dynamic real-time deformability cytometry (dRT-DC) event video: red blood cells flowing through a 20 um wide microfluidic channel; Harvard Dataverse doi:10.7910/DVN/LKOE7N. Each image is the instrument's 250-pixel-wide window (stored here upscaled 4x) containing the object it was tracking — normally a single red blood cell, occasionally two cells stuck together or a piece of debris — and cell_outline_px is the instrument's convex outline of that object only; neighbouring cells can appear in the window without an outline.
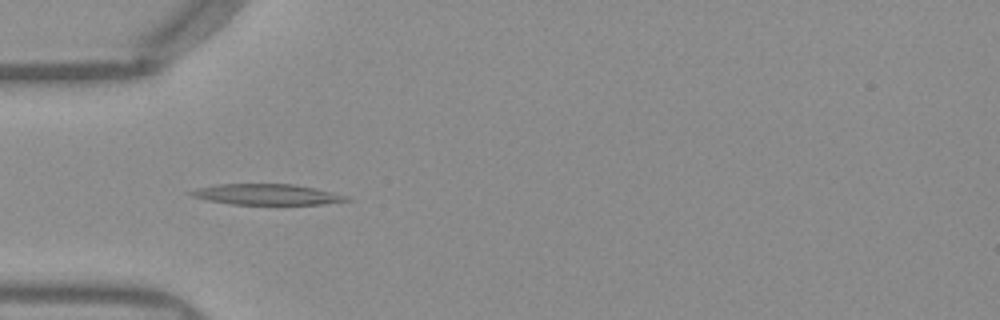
{"species": "Egyptian fruit bat (a non-hibernating species)", "species_latin": "Rousettus aegyptiacus", "temperature_condition": "warm", "stored_images_in_passage": 44, "camera_frame_rate_fps": 3000, "um_per_image_px": 0.085, "frame": {"image": 1, "passage_image": 14, "time_ms": 4.333, "image_size_px": [1000, 320], "cell_outline_px": [[352, 200], [320, 204], [232, 204], [208, 200], [192, 196], [188, 192], [196, 188], [216, 184], [292, 184], [312, 188], [348, 196]], "centroid_in_image_um": [22.63, 16.52], "position_along_channel_um": 62.4, "area_um2": 18.5}}
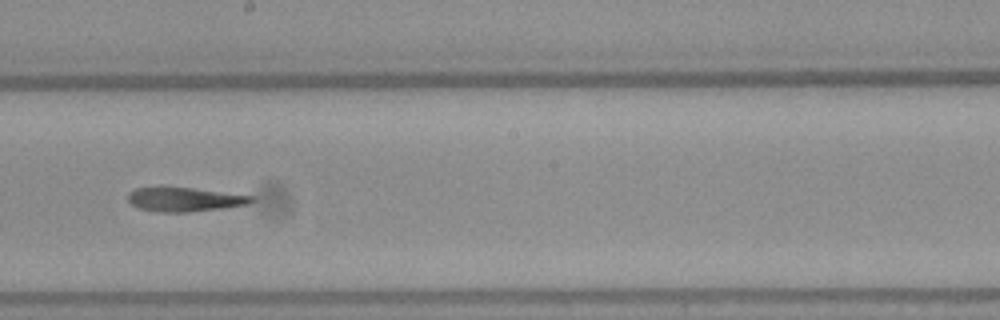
{"frame": {"image": 2, "passage_image": 27, "time_ms": 8.667, "image_size_px": [1000, 320], "cell_outline_px": [[256, 200], [248, 204], [220, 208], [188, 212], [160, 212], [140, 208], [132, 204], [128, 200], [128, 192], [136, 188], [192, 188], [256, 196]], "centroid_in_image_um": [15.74, 16.95], "position_along_channel_um": 232.5, "area_um2": 17.05}}
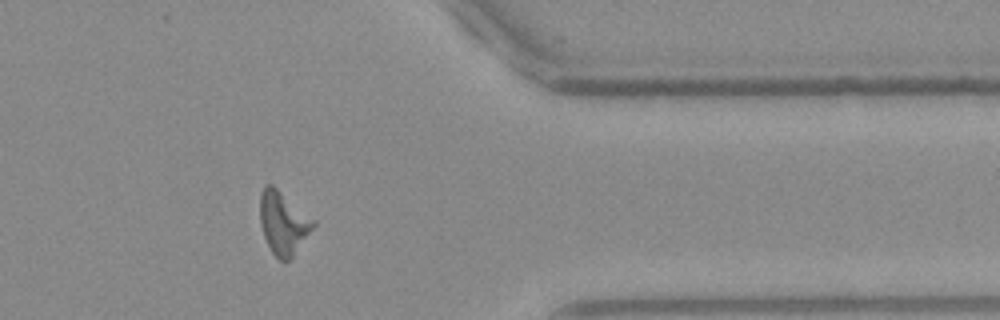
{"frame": {"image": 3, "passage_image": 40, "time_ms": 13.0, "image_size_px": [1000, 320], "cell_outline_px": [[316, 224], [292, 256], [288, 260], [280, 260], [272, 252], [264, 236], [260, 224], [260, 192], [264, 184], [272, 184], [312, 220]], "centroid_in_image_um": [24.01, 18.93], "position_along_channel_um": 387.4, "area_um2": 18.79}}